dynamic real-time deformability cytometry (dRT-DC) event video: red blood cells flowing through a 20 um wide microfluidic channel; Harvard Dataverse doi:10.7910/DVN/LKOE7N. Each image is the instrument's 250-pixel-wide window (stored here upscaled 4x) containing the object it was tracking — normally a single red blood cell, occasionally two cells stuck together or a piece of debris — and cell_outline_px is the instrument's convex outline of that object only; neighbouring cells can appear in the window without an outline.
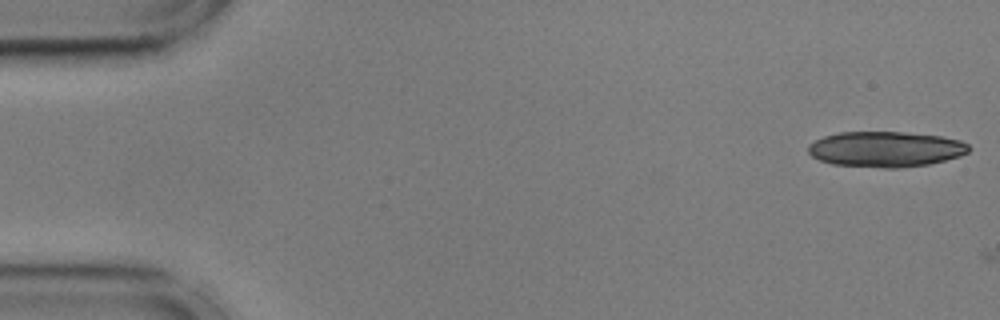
{"species": "common noctule bat (a hibernating species)", "species_latin": "Nyctalus noctula", "temperature_condition": "cold", "stored_images_in_passage": 2, "camera_frame_rate_fps": 3000, "um_per_image_px": 0.085, "animal": {"sex": "male", "body_mass_g": 17.9, "forearm_length_mm": 54.2}, "frame": {"image": 1, "passage_image": 1, "time_ms": 0.0, "image_size_px": [1000, 320], "cell_outline_px": [[972, 148], [968, 152], [960, 156], [928, 164], [896, 168], [884, 168], [832, 164], [820, 160], [812, 156], [808, 152], [808, 144], [824, 136], [840, 132], [904, 132], [940, 136], [960, 140], [968, 144]], "centroid_in_image_um": [75.28, 12.68], "position_along_channel_um": 9.7, "area_um2": 33.23}}